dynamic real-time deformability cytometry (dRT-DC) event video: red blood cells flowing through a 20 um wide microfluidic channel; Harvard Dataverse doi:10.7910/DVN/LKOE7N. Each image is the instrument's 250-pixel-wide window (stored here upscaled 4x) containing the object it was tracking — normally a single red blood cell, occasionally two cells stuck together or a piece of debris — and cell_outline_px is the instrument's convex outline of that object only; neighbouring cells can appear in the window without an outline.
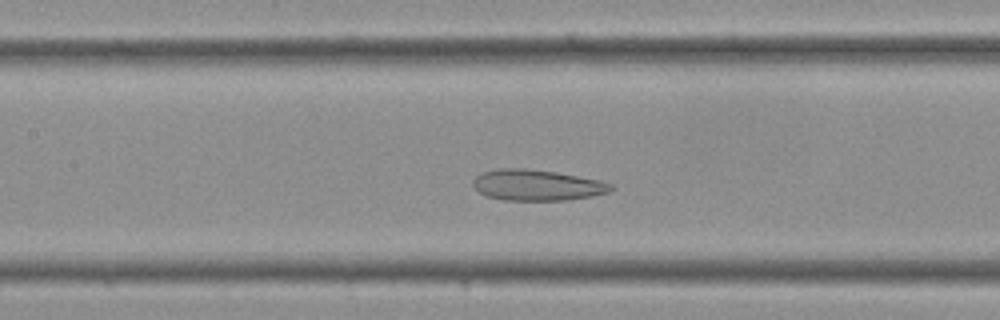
{"species": "Egyptian fruit bat (a non-hibernating species)", "species_latin": "Rousettus aegyptiacus", "temperature_condition": "cold", "stored_images_in_passage": 34, "camera_frame_rate_fps": 3000, "um_per_image_px": 0.085, "frame": {"image": 1, "passage_image": 13, "time_ms": 4.0, "image_size_px": [1000, 320], "cell_outline_px": [[612, 188], [608, 192], [592, 196], [568, 200], [504, 200], [488, 196], [480, 192], [472, 184], [472, 180], [476, 176], [484, 172], [500, 168], [528, 168], [556, 172], [600, 180], [612, 184]], "centroid_in_image_um": [45.64, 15.73], "position_along_channel_um": 161.8, "area_um2": 24.74}}
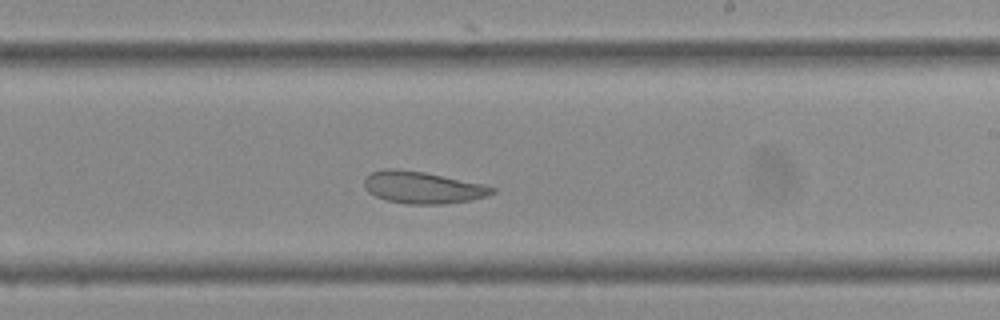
{"frame": {"image": 2, "passage_image": 18, "time_ms": 5.667, "image_size_px": [1000, 320], "cell_outline_px": [[496, 192], [488, 196], [468, 200], [444, 204], [404, 204], [388, 200], [376, 196], [368, 192], [364, 188], [364, 180], [372, 172], [384, 168], [400, 168], [424, 172], [484, 184], [496, 188]], "centroid_in_image_um": [35.92, 15.93], "position_along_channel_um": 253.1, "area_um2": 23.93}}
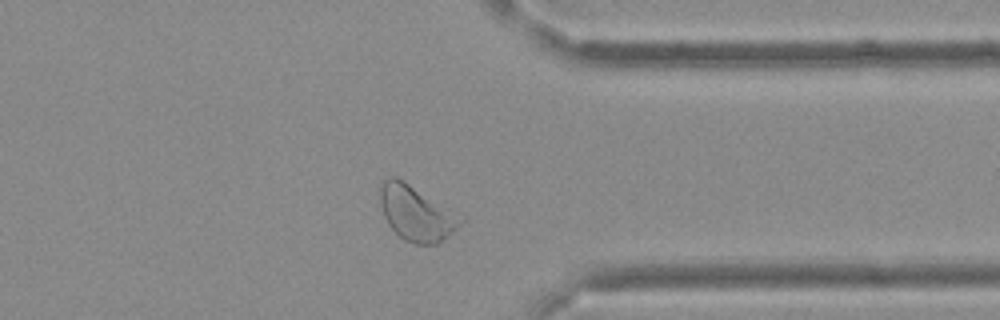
{"frame": {"image": 3, "passage_image": 25, "time_ms": 8.0, "image_size_px": [1000, 320], "cell_outline_px": [[464, 220], [448, 236], [436, 244], [416, 244], [404, 240], [388, 224], [384, 216], [380, 204], [380, 188], [384, 180], [392, 176], [396, 176], [404, 180], [464, 216]], "centroid_in_image_um": [35.4, 18.11], "position_along_channel_um": 376.0, "area_um2": 25.84}}